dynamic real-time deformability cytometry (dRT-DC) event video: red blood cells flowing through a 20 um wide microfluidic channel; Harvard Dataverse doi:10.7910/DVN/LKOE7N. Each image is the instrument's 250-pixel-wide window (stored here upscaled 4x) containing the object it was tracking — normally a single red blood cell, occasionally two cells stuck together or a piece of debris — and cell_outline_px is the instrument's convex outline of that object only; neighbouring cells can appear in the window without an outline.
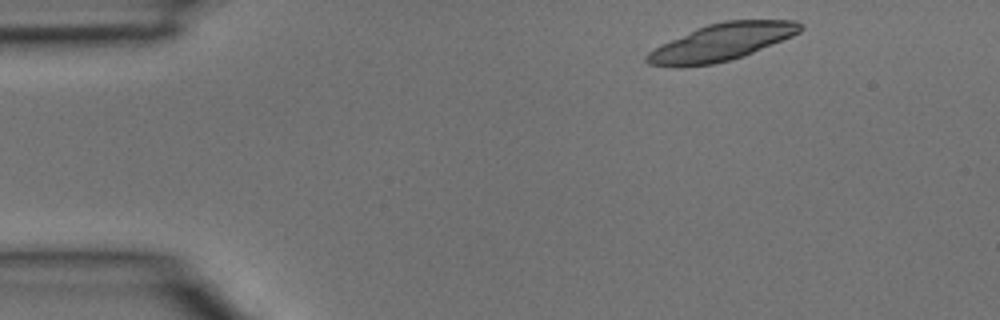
{"species": "common noctule bat (a hibernating species)", "species_latin": "Nyctalus noctula", "temperature_condition": "room temperature", "stored_images_in_passage": 11, "camera_frame_rate_fps": 3000, "um_per_image_px": 0.085, "animal": {"sex": "male", "body_mass_g": 15.6}, "frame": {"image": 1, "passage_image": 2, "time_ms": 0.333, "image_size_px": [1000, 320], "cell_outline_px": [[804, 28], [800, 32], [792, 36], [744, 56], [712, 64], [676, 68], [672, 68], [648, 64], [644, 60], [644, 56], [648, 52], [696, 28], [708, 24], [724, 20], [796, 20], [804, 24]], "centroid_in_image_um": [61.34, 3.59], "position_along_channel_um": 23.7, "area_um2": 33.12}}